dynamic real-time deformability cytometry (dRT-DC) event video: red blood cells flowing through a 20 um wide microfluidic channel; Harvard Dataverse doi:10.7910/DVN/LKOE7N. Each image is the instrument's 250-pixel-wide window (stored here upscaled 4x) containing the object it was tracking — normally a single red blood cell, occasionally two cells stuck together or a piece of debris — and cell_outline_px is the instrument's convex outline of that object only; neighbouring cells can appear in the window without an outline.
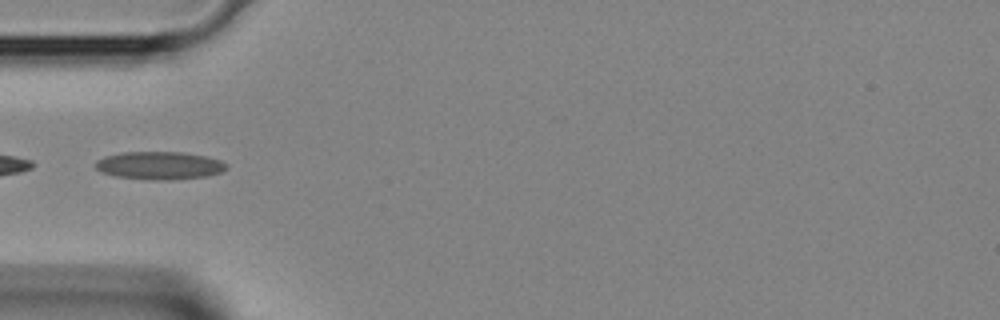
{"species": "Egyptian fruit bat (a non-hibernating species)", "species_latin": "Rousettus aegyptiacus", "temperature_condition": "room temperature", "stored_images_in_passage": 2, "camera_frame_rate_fps": 3000, "um_per_image_px": 0.085, "animal": {"sex": "female"}, "frame": {"image": 1, "passage_image": 2, "time_ms": 0.333, "image_size_px": [1000, 320], "cell_outline_px": [[228, 168], [220, 172], [208, 176], [172, 180], [152, 180], [116, 176], [100, 172], [96, 168], [96, 160], [104, 156], [124, 152], [180, 152], [204, 156], [220, 160], [228, 164]], "centroid_in_image_um": [13.56, 14.07], "position_along_channel_um": 71.4, "area_um2": 21.33}}